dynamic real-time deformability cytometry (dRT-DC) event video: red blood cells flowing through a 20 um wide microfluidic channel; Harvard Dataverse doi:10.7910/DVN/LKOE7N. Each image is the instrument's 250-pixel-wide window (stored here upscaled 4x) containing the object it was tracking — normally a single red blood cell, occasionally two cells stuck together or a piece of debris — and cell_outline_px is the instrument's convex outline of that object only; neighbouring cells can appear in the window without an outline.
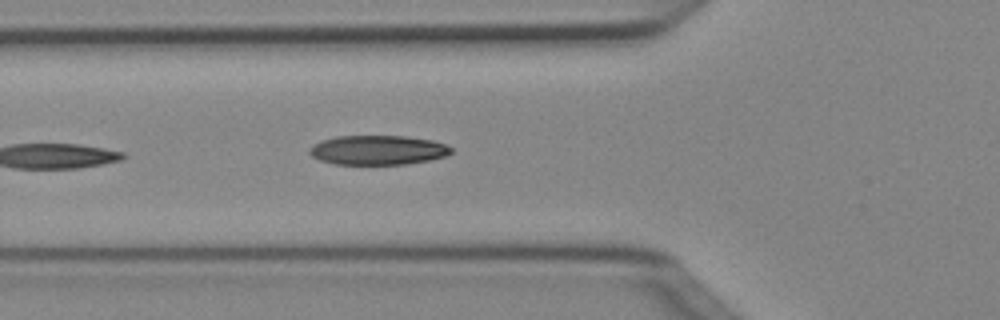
{"species": "Egyptian fruit bat (a non-hibernating species)", "species_latin": "Rousettus aegyptiacus", "temperature_condition": "cold", "stored_images_in_passage": 5, "camera_frame_rate_fps": 3000, "um_per_image_px": 0.085, "animal": {"sex": "female"}, "frame": {"image": 1, "passage_image": 5, "time_ms": 1.333, "image_size_px": [1000, 320], "cell_outline_px": [[452, 152], [444, 156], [428, 160], [404, 164], [332, 164], [320, 160], [312, 156], [308, 152], [308, 148], [312, 144], [320, 140], [336, 136], [408, 136], [432, 140], [444, 144], [452, 148]], "centroid_in_image_um": [32.05, 12.75], "position_along_channel_um": 93.7, "area_um2": 24.39}}